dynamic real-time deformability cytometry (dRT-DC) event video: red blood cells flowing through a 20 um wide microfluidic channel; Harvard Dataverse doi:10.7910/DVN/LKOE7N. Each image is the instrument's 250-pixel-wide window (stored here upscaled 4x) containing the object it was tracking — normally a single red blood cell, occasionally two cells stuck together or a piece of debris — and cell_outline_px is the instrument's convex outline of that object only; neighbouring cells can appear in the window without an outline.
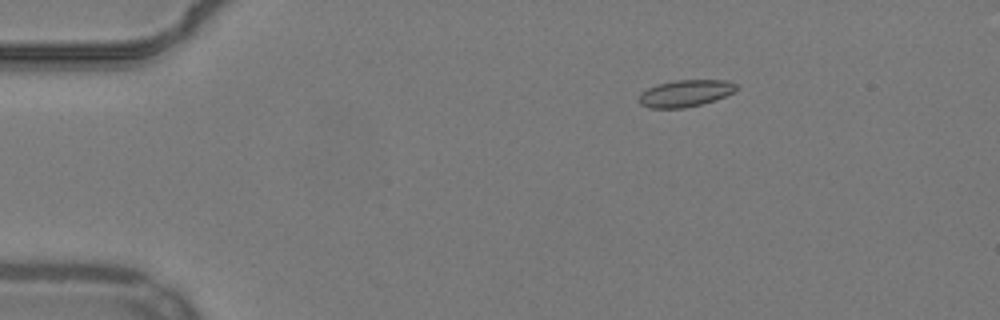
{"species": "common noctule bat (a hibernating species)", "species_latin": "Nyctalus noctula", "temperature_condition": "warm", "stored_images_in_passage": 44, "camera_frame_rate_fps": 3000, "um_per_image_px": 0.085, "animal": {"sex": "male", "body_mass_g": 19.2, "forearm_length_mm": 51.8}, "frame": {"image": 1, "passage_image": 7, "time_ms": 2.0, "image_size_px": [1000, 320], "cell_outline_px": [[736, 88], [732, 92], [716, 100], [684, 108], [652, 108], [640, 104], [640, 92], [656, 84], [676, 80], [728, 80], [736, 84]], "centroid_in_image_um": [58.24, 7.92], "position_along_channel_um": 26.8, "area_um2": 15.09}}
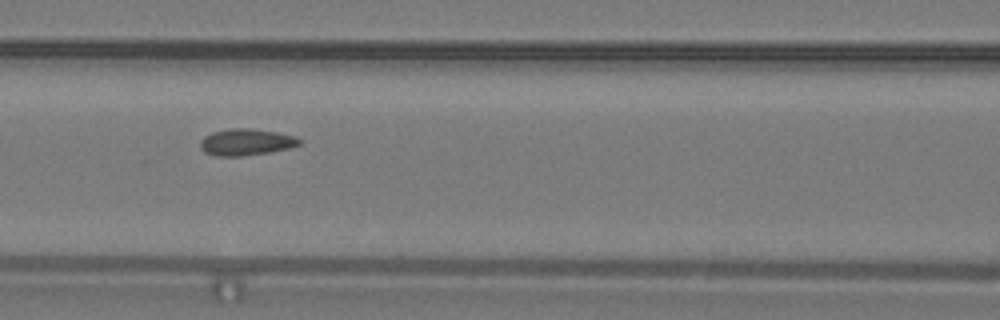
{"frame": {"image": 2, "passage_image": 22, "time_ms": 7.0, "image_size_px": [1000, 320], "cell_outline_px": [[300, 144], [288, 148], [268, 152], [240, 156], [216, 156], [204, 152], [200, 148], [200, 140], [204, 136], [212, 132], [232, 128], [252, 128], [276, 132], [296, 136], [300, 140]], "centroid_in_image_um": [20.88, 12.07], "position_along_channel_um": 145.7, "area_um2": 15.32}}
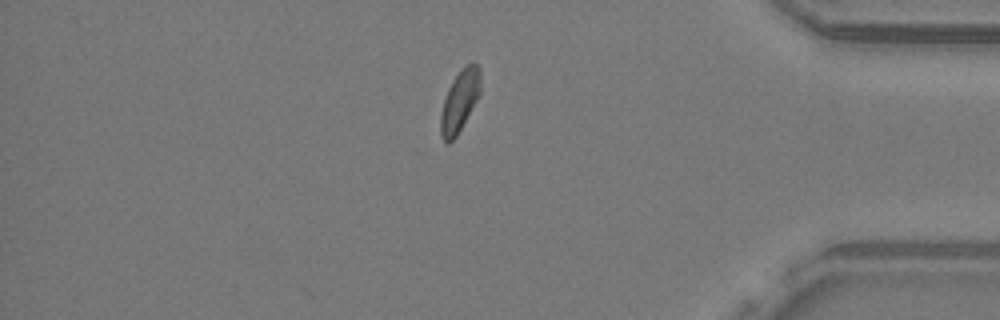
{"frame": {"image": 3, "passage_image": 44, "time_ms": 14.333, "image_size_px": [1000, 320], "cell_outline_px": [[480, 92], [476, 100], [456, 136], [448, 144], [440, 136], [440, 116], [444, 100], [448, 88], [452, 80], [460, 68], [472, 60], [480, 68]], "centroid_in_image_um": [39.06, 8.53], "position_along_channel_um": 396.1, "area_um2": 14.22}, "authors_computed_cell_mechanics": {"area_um2": 14.8257, "velocity_mm_per_s": 3.8248, "shape_relaxation_time_tau1_ms": 6.5821, "shape_relaxation_time_tau2_ms": 1.5071, "deformation_change_tau1": 0.0983, "deformation_change_tau2": 0.0551}}